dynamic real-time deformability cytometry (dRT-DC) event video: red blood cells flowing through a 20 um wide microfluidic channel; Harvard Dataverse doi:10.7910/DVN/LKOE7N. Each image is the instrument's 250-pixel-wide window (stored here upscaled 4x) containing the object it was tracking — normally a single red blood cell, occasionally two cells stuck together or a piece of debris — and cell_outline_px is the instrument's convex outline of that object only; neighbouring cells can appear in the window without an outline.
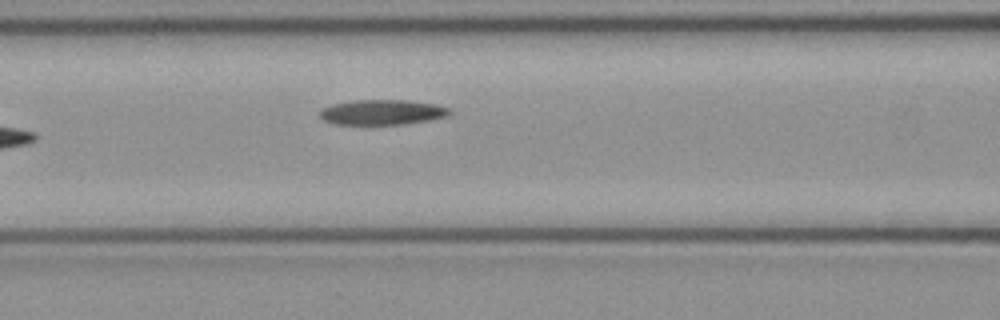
{"species": "common noctule bat (a hibernating species)", "species_latin": "Nyctalus noctula", "temperature_condition": "cold", "stored_images_in_passage": 7, "camera_frame_rate_fps": 3000, "um_per_image_px": 0.085, "animal": {"sex": "female", "body_mass_g": 21.9}, "frame": {"image": 1, "passage_image": 6, "time_ms": 1.667, "image_size_px": [1000, 320], "cell_outline_px": [[452, 112], [448, 116], [432, 120], [404, 124], [336, 124], [324, 120], [320, 116], [320, 112], [324, 108], [332, 104], [352, 100], [408, 100], [436, 104], [448, 108]], "centroid_in_image_um": [32.53, 9.53], "position_along_channel_um": 134.1, "area_um2": 19.02}}